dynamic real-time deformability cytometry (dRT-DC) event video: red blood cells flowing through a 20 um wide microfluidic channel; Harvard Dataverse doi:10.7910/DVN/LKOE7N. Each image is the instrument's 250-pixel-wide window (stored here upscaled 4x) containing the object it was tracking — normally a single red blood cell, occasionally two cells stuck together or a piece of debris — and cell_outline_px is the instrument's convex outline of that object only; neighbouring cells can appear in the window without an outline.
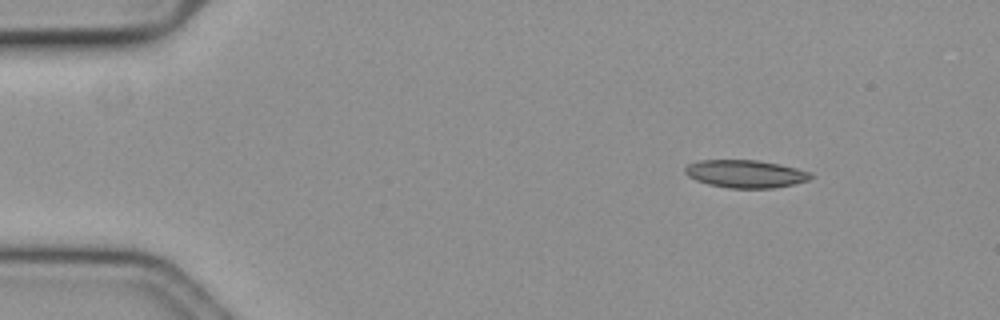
{"species": "common noctule bat (a hibernating species)", "species_latin": "Nyctalus noctula", "temperature_condition": "cold", "stored_images_in_passage": 47, "camera_frame_rate_fps": 3000, "um_per_image_px": 0.085, "animal": {"sex": "female", "body_mass_g": 19.3, "forearm_length_mm": 54.1}, "frame": {"image": 1, "passage_image": 1, "time_ms": 0.0, "image_size_px": [1000, 320], "cell_outline_px": [[816, 176], [808, 180], [792, 184], [772, 188], [728, 188], [708, 184], [696, 180], [688, 176], [684, 172], [684, 168], [688, 164], [700, 160], [756, 160], [780, 164], [812, 172]], "centroid_in_image_um": [63.38, 14.77], "position_along_channel_um": 21.6, "area_um2": 20.4}}
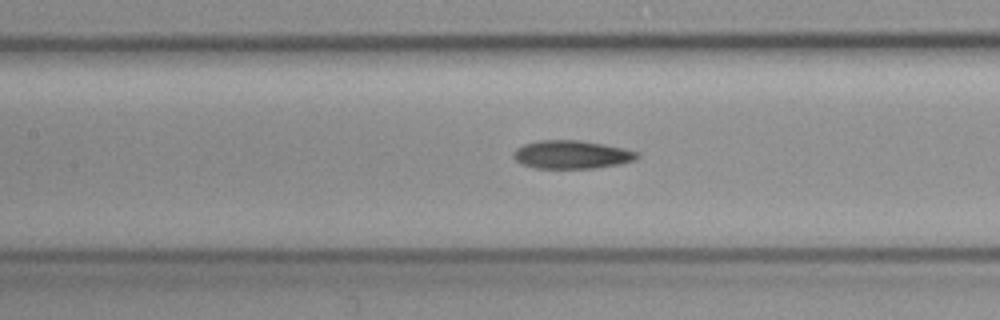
{"frame": {"image": 2, "passage_image": 20, "time_ms": 6.333, "image_size_px": [1000, 320], "cell_outline_px": [[640, 156], [636, 160], [620, 164], [596, 168], [536, 168], [520, 164], [512, 156], [512, 152], [516, 148], [524, 144], [536, 140], [580, 140], [604, 144], [624, 148], [640, 152]], "centroid_in_image_um": [48.6, 13.13], "position_along_channel_um": 158.8, "area_um2": 20.69}}
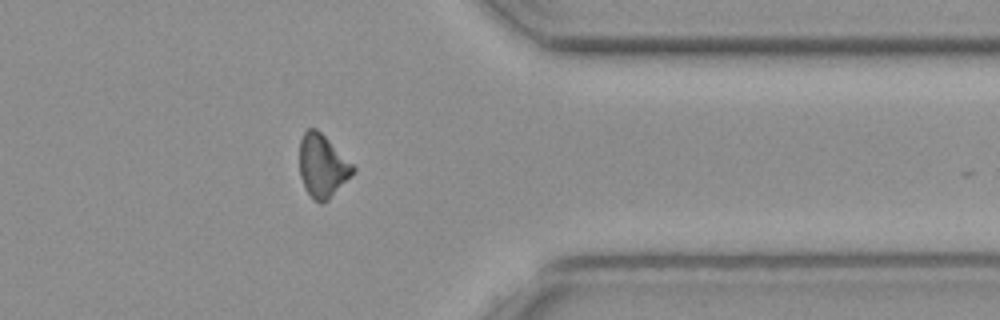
{"frame": {"image": 3, "passage_image": 40, "time_ms": 13.0, "image_size_px": [1000, 320], "cell_outline_px": [[356, 172], [324, 204], [320, 204], [312, 200], [304, 188], [300, 176], [300, 140], [304, 132], [308, 128], [316, 128], [356, 168]], "centroid_in_image_um": [27.4, 14.16], "position_along_channel_um": 384.0, "area_um2": 19.65}}